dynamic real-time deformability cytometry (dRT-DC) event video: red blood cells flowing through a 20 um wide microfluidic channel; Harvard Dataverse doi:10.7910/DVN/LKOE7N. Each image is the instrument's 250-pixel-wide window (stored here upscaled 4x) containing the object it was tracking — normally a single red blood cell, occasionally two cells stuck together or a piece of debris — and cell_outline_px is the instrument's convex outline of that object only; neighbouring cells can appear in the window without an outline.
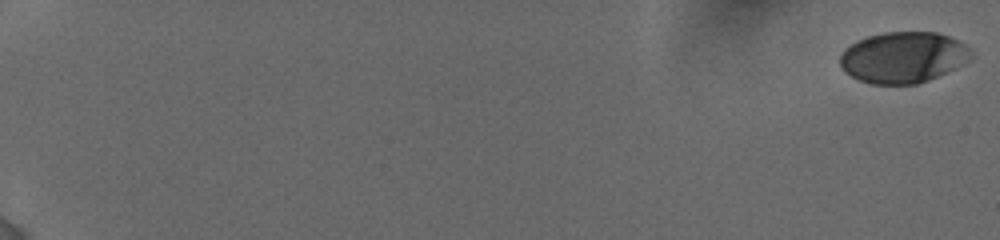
{"species": "human", "species_latin": "Homo sapiens", "temperature_condition": "cold", "stored_images_in_passage": 16, "camera_frame_rate_fps": 3000, "um_per_image_px": 0.085, "donor": {"sex": "female"}, "frame": {"image": 1, "passage_image": 1, "time_ms": 0.0, "image_size_px": [1000, 240], "cell_outline_px": [[968, 52], [952, 68], [928, 80], [916, 84], [872, 84], [860, 80], [844, 72], [840, 64], [840, 56], [844, 48], [856, 40], [868, 36], [884, 32], [936, 32], [948, 36], [964, 44], [968, 48]], "centroid_in_image_um": [76.61, 4.86], "position_along_channel_um": 8.4, "area_um2": 37.97}}
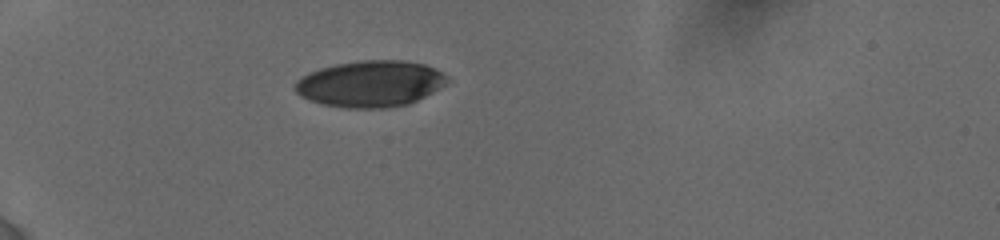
{"frame": {"image": 2, "passage_image": 14, "time_ms": 6.333, "image_size_px": [1000, 240], "cell_outline_px": [[448, 80], [440, 88], [408, 104], [388, 108], [344, 108], [320, 104], [308, 100], [300, 96], [292, 88], [296, 80], [300, 76], [308, 72], [320, 68], [336, 64], [360, 60], [404, 60], [424, 64], [440, 72]], "centroid_in_image_um": [31.39, 7.13], "position_along_channel_um": 53.6, "area_um2": 41.21}}
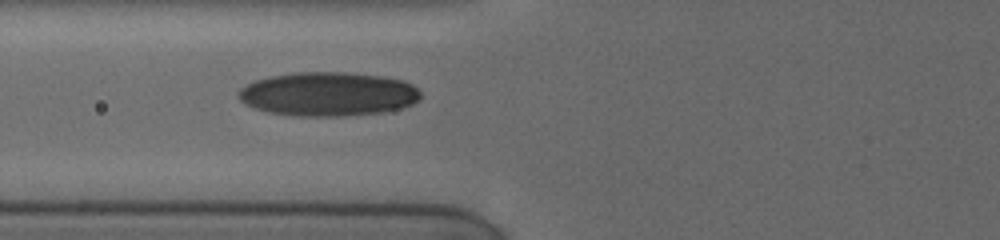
{"frame": {"image": 3, "passage_image": 16, "time_ms": 8.333, "image_size_px": [1000, 240], "cell_outline_px": [[420, 96], [412, 104], [400, 108], [380, 112], [340, 116], [300, 116], [268, 112], [244, 104], [240, 100], [236, 92], [240, 88], [256, 80], [272, 76], [296, 72], [344, 72], [380, 76], [404, 80], [412, 84], [420, 92]], "centroid_in_image_um": [27.86, 7.99], "position_along_channel_um": 97.9, "area_um2": 46.41}}